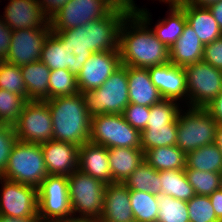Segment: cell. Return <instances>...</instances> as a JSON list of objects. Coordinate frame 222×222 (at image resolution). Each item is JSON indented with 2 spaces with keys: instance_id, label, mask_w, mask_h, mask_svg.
I'll list each match as a JSON object with an SVG mask.
<instances>
[{
  "instance_id": "f907efd6",
  "label": "cell",
  "mask_w": 222,
  "mask_h": 222,
  "mask_svg": "<svg viewBox=\"0 0 222 222\" xmlns=\"http://www.w3.org/2000/svg\"><path fill=\"white\" fill-rule=\"evenodd\" d=\"M222 153V124H218L216 128L215 142Z\"/></svg>"
},
{
  "instance_id": "836d02e7",
  "label": "cell",
  "mask_w": 222,
  "mask_h": 222,
  "mask_svg": "<svg viewBox=\"0 0 222 222\" xmlns=\"http://www.w3.org/2000/svg\"><path fill=\"white\" fill-rule=\"evenodd\" d=\"M185 173L196 195L209 196L220 189L221 173L185 168Z\"/></svg>"
},
{
  "instance_id": "2e32d148",
  "label": "cell",
  "mask_w": 222,
  "mask_h": 222,
  "mask_svg": "<svg viewBox=\"0 0 222 222\" xmlns=\"http://www.w3.org/2000/svg\"><path fill=\"white\" fill-rule=\"evenodd\" d=\"M151 81L159 90L163 99L174 100L188 107L186 72L184 67L169 62L147 68Z\"/></svg>"
},
{
  "instance_id": "484cf974",
  "label": "cell",
  "mask_w": 222,
  "mask_h": 222,
  "mask_svg": "<svg viewBox=\"0 0 222 222\" xmlns=\"http://www.w3.org/2000/svg\"><path fill=\"white\" fill-rule=\"evenodd\" d=\"M108 157L113 183H124L130 174L144 162L143 150L136 148H109Z\"/></svg>"
},
{
  "instance_id": "d590c367",
  "label": "cell",
  "mask_w": 222,
  "mask_h": 222,
  "mask_svg": "<svg viewBox=\"0 0 222 222\" xmlns=\"http://www.w3.org/2000/svg\"><path fill=\"white\" fill-rule=\"evenodd\" d=\"M0 89L23 96L29 101V96L23 80L21 67L5 62L0 69Z\"/></svg>"
},
{
  "instance_id": "7bdbcfd3",
  "label": "cell",
  "mask_w": 222,
  "mask_h": 222,
  "mask_svg": "<svg viewBox=\"0 0 222 222\" xmlns=\"http://www.w3.org/2000/svg\"><path fill=\"white\" fill-rule=\"evenodd\" d=\"M44 14L50 18L55 12L62 8L69 0H37Z\"/></svg>"
},
{
  "instance_id": "c3c4849f",
  "label": "cell",
  "mask_w": 222,
  "mask_h": 222,
  "mask_svg": "<svg viewBox=\"0 0 222 222\" xmlns=\"http://www.w3.org/2000/svg\"><path fill=\"white\" fill-rule=\"evenodd\" d=\"M0 222H39L38 217H10L0 214Z\"/></svg>"
},
{
  "instance_id": "ba28073f",
  "label": "cell",
  "mask_w": 222,
  "mask_h": 222,
  "mask_svg": "<svg viewBox=\"0 0 222 222\" xmlns=\"http://www.w3.org/2000/svg\"><path fill=\"white\" fill-rule=\"evenodd\" d=\"M183 108L177 116L176 146L187 154L214 143L218 123L212 115L205 108Z\"/></svg>"
},
{
  "instance_id": "5bb4252c",
  "label": "cell",
  "mask_w": 222,
  "mask_h": 222,
  "mask_svg": "<svg viewBox=\"0 0 222 222\" xmlns=\"http://www.w3.org/2000/svg\"><path fill=\"white\" fill-rule=\"evenodd\" d=\"M0 214L38 217V189L0 177Z\"/></svg>"
},
{
  "instance_id": "f6af8a7d",
  "label": "cell",
  "mask_w": 222,
  "mask_h": 222,
  "mask_svg": "<svg viewBox=\"0 0 222 222\" xmlns=\"http://www.w3.org/2000/svg\"><path fill=\"white\" fill-rule=\"evenodd\" d=\"M215 215L219 221L222 220V189L215 190L209 195Z\"/></svg>"
},
{
  "instance_id": "6da1fadb",
  "label": "cell",
  "mask_w": 222,
  "mask_h": 222,
  "mask_svg": "<svg viewBox=\"0 0 222 222\" xmlns=\"http://www.w3.org/2000/svg\"><path fill=\"white\" fill-rule=\"evenodd\" d=\"M120 12L108 0H69L49 18L55 41H95L112 36Z\"/></svg>"
},
{
  "instance_id": "7a4b0ae2",
  "label": "cell",
  "mask_w": 222,
  "mask_h": 222,
  "mask_svg": "<svg viewBox=\"0 0 222 222\" xmlns=\"http://www.w3.org/2000/svg\"><path fill=\"white\" fill-rule=\"evenodd\" d=\"M111 38L124 66L149 68L170 62L169 49L135 11L119 14Z\"/></svg>"
},
{
  "instance_id": "277c9868",
  "label": "cell",
  "mask_w": 222,
  "mask_h": 222,
  "mask_svg": "<svg viewBox=\"0 0 222 222\" xmlns=\"http://www.w3.org/2000/svg\"><path fill=\"white\" fill-rule=\"evenodd\" d=\"M53 123V140L82 146L90 140L92 116L81 92L46 100Z\"/></svg>"
},
{
  "instance_id": "b9f144b4",
  "label": "cell",
  "mask_w": 222,
  "mask_h": 222,
  "mask_svg": "<svg viewBox=\"0 0 222 222\" xmlns=\"http://www.w3.org/2000/svg\"><path fill=\"white\" fill-rule=\"evenodd\" d=\"M12 30L3 22L0 16V56L6 59L9 51Z\"/></svg>"
},
{
  "instance_id": "9c48e42d",
  "label": "cell",
  "mask_w": 222,
  "mask_h": 222,
  "mask_svg": "<svg viewBox=\"0 0 222 222\" xmlns=\"http://www.w3.org/2000/svg\"><path fill=\"white\" fill-rule=\"evenodd\" d=\"M59 46L51 29L15 30L5 62L21 67L50 56Z\"/></svg>"
},
{
  "instance_id": "83f0119b",
  "label": "cell",
  "mask_w": 222,
  "mask_h": 222,
  "mask_svg": "<svg viewBox=\"0 0 222 222\" xmlns=\"http://www.w3.org/2000/svg\"><path fill=\"white\" fill-rule=\"evenodd\" d=\"M205 172L222 173V153L215 143L186 154V167Z\"/></svg>"
},
{
  "instance_id": "1f68e13d",
  "label": "cell",
  "mask_w": 222,
  "mask_h": 222,
  "mask_svg": "<svg viewBox=\"0 0 222 222\" xmlns=\"http://www.w3.org/2000/svg\"><path fill=\"white\" fill-rule=\"evenodd\" d=\"M130 204L136 222H156L158 217V196L151 192L130 190Z\"/></svg>"
},
{
  "instance_id": "f546056e",
  "label": "cell",
  "mask_w": 222,
  "mask_h": 222,
  "mask_svg": "<svg viewBox=\"0 0 222 222\" xmlns=\"http://www.w3.org/2000/svg\"><path fill=\"white\" fill-rule=\"evenodd\" d=\"M177 142V120L173 124L146 125L141 131V149L174 146Z\"/></svg>"
},
{
  "instance_id": "52a82bcc",
  "label": "cell",
  "mask_w": 222,
  "mask_h": 222,
  "mask_svg": "<svg viewBox=\"0 0 222 222\" xmlns=\"http://www.w3.org/2000/svg\"><path fill=\"white\" fill-rule=\"evenodd\" d=\"M82 95L91 116L122 114L129 105L127 66L121 65L99 88Z\"/></svg>"
},
{
  "instance_id": "d6a6232c",
  "label": "cell",
  "mask_w": 222,
  "mask_h": 222,
  "mask_svg": "<svg viewBox=\"0 0 222 222\" xmlns=\"http://www.w3.org/2000/svg\"><path fill=\"white\" fill-rule=\"evenodd\" d=\"M158 211L156 222H189L186 201L160 194L158 196Z\"/></svg>"
},
{
  "instance_id": "681fc988",
  "label": "cell",
  "mask_w": 222,
  "mask_h": 222,
  "mask_svg": "<svg viewBox=\"0 0 222 222\" xmlns=\"http://www.w3.org/2000/svg\"><path fill=\"white\" fill-rule=\"evenodd\" d=\"M220 1L222 0H186L184 4L194 5L197 7H210Z\"/></svg>"
},
{
  "instance_id": "8d00e7d4",
  "label": "cell",
  "mask_w": 222,
  "mask_h": 222,
  "mask_svg": "<svg viewBox=\"0 0 222 222\" xmlns=\"http://www.w3.org/2000/svg\"><path fill=\"white\" fill-rule=\"evenodd\" d=\"M182 109L179 102L163 99L150 107V116L147 125L173 124Z\"/></svg>"
},
{
  "instance_id": "f35d334b",
  "label": "cell",
  "mask_w": 222,
  "mask_h": 222,
  "mask_svg": "<svg viewBox=\"0 0 222 222\" xmlns=\"http://www.w3.org/2000/svg\"><path fill=\"white\" fill-rule=\"evenodd\" d=\"M17 140L14 126L0 123V177L6 170L10 153Z\"/></svg>"
},
{
  "instance_id": "11a10c76",
  "label": "cell",
  "mask_w": 222,
  "mask_h": 222,
  "mask_svg": "<svg viewBox=\"0 0 222 222\" xmlns=\"http://www.w3.org/2000/svg\"><path fill=\"white\" fill-rule=\"evenodd\" d=\"M220 189H222V173H221V178H220Z\"/></svg>"
},
{
  "instance_id": "3957f363",
  "label": "cell",
  "mask_w": 222,
  "mask_h": 222,
  "mask_svg": "<svg viewBox=\"0 0 222 222\" xmlns=\"http://www.w3.org/2000/svg\"><path fill=\"white\" fill-rule=\"evenodd\" d=\"M63 47L74 61L81 93L99 88L122 65L118 46L111 37L71 42Z\"/></svg>"
},
{
  "instance_id": "ffe728a7",
  "label": "cell",
  "mask_w": 222,
  "mask_h": 222,
  "mask_svg": "<svg viewBox=\"0 0 222 222\" xmlns=\"http://www.w3.org/2000/svg\"><path fill=\"white\" fill-rule=\"evenodd\" d=\"M100 222H133L130 204V190L124 183L114 182L106 185L103 210Z\"/></svg>"
},
{
  "instance_id": "44dd1931",
  "label": "cell",
  "mask_w": 222,
  "mask_h": 222,
  "mask_svg": "<svg viewBox=\"0 0 222 222\" xmlns=\"http://www.w3.org/2000/svg\"><path fill=\"white\" fill-rule=\"evenodd\" d=\"M78 170L103 181L105 184L113 183L108 149L102 145L86 142L79 146Z\"/></svg>"
},
{
  "instance_id": "e575fe53",
  "label": "cell",
  "mask_w": 222,
  "mask_h": 222,
  "mask_svg": "<svg viewBox=\"0 0 222 222\" xmlns=\"http://www.w3.org/2000/svg\"><path fill=\"white\" fill-rule=\"evenodd\" d=\"M26 102L23 96L0 89V123L14 125Z\"/></svg>"
},
{
  "instance_id": "8fae6325",
  "label": "cell",
  "mask_w": 222,
  "mask_h": 222,
  "mask_svg": "<svg viewBox=\"0 0 222 222\" xmlns=\"http://www.w3.org/2000/svg\"><path fill=\"white\" fill-rule=\"evenodd\" d=\"M184 69L188 107L206 108L222 92V70L203 60L185 66Z\"/></svg>"
},
{
  "instance_id": "cb8c5ba5",
  "label": "cell",
  "mask_w": 222,
  "mask_h": 222,
  "mask_svg": "<svg viewBox=\"0 0 222 222\" xmlns=\"http://www.w3.org/2000/svg\"><path fill=\"white\" fill-rule=\"evenodd\" d=\"M204 45L186 22L183 33L169 49L170 62L185 67L203 60Z\"/></svg>"
},
{
  "instance_id": "bcb514c9",
  "label": "cell",
  "mask_w": 222,
  "mask_h": 222,
  "mask_svg": "<svg viewBox=\"0 0 222 222\" xmlns=\"http://www.w3.org/2000/svg\"><path fill=\"white\" fill-rule=\"evenodd\" d=\"M120 13L134 11L137 4L134 0H108Z\"/></svg>"
},
{
  "instance_id": "4316f807",
  "label": "cell",
  "mask_w": 222,
  "mask_h": 222,
  "mask_svg": "<svg viewBox=\"0 0 222 222\" xmlns=\"http://www.w3.org/2000/svg\"><path fill=\"white\" fill-rule=\"evenodd\" d=\"M144 161L157 171L179 170L186 167V154L176 145L156 147L144 153Z\"/></svg>"
},
{
  "instance_id": "7c38bea8",
  "label": "cell",
  "mask_w": 222,
  "mask_h": 222,
  "mask_svg": "<svg viewBox=\"0 0 222 222\" xmlns=\"http://www.w3.org/2000/svg\"><path fill=\"white\" fill-rule=\"evenodd\" d=\"M37 189L39 222L73 218L67 176L48 175Z\"/></svg>"
},
{
  "instance_id": "4fadbf2b",
  "label": "cell",
  "mask_w": 222,
  "mask_h": 222,
  "mask_svg": "<svg viewBox=\"0 0 222 222\" xmlns=\"http://www.w3.org/2000/svg\"><path fill=\"white\" fill-rule=\"evenodd\" d=\"M13 126L19 141L43 144L53 140V123L46 101H27Z\"/></svg>"
},
{
  "instance_id": "f5cc1de1",
  "label": "cell",
  "mask_w": 222,
  "mask_h": 222,
  "mask_svg": "<svg viewBox=\"0 0 222 222\" xmlns=\"http://www.w3.org/2000/svg\"><path fill=\"white\" fill-rule=\"evenodd\" d=\"M159 2H163V3L168 4V6H171V5L184 4L186 2V0H159Z\"/></svg>"
},
{
  "instance_id": "5b68a950",
  "label": "cell",
  "mask_w": 222,
  "mask_h": 222,
  "mask_svg": "<svg viewBox=\"0 0 222 222\" xmlns=\"http://www.w3.org/2000/svg\"><path fill=\"white\" fill-rule=\"evenodd\" d=\"M47 176L41 145L17 140L1 177L38 188Z\"/></svg>"
},
{
  "instance_id": "ee69618b",
  "label": "cell",
  "mask_w": 222,
  "mask_h": 222,
  "mask_svg": "<svg viewBox=\"0 0 222 222\" xmlns=\"http://www.w3.org/2000/svg\"><path fill=\"white\" fill-rule=\"evenodd\" d=\"M218 124H222V92L205 108Z\"/></svg>"
},
{
  "instance_id": "e0dca14e",
  "label": "cell",
  "mask_w": 222,
  "mask_h": 222,
  "mask_svg": "<svg viewBox=\"0 0 222 222\" xmlns=\"http://www.w3.org/2000/svg\"><path fill=\"white\" fill-rule=\"evenodd\" d=\"M75 64L72 57L59 46L52 53V67L49 76V99L78 93Z\"/></svg>"
},
{
  "instance_id": "7402d4cb",
  "label": "cell",
  "mask_w": 222,
  "mask_h": 222,
  "mask_svg": "<svg viewBox=\"0 0 222 222\" xmlns=\"http://www.w3.org/2000/svg\"><path fill=\"white\" fill-rule=\"evenodd\" d=\"M129 104L151 107L163 100L147 68L127 66Z\"/></svg>"
},
{
  "instance_id": "9a60e30c",
  "label": "cell",
  "mask_w": 222,
  "mask_h": 222,
  "mask_svg": "<svg viewBox=\"0 0 222 222\" xmlns=\"http://www.w3.org/2000/svg\"><path fill=\"white\" fill-rule=\"evenodd\" d=\"M4 10L1 18L12 31L51 29L49 18L37 0H9Z\"/></svg>"
},
{
  "instance_id": "4dcf8cb0",
  "label": "cell",
  "mask_w": 222,
  "mask_h": 222,
  "mask_svg": "<svg viewBox=\"0 0 222 222\" xmlns=\"http://www.w3.org/2000/svg\"><path fill=\"white\" fill-rule=\"evenodd\" d=\"M129 190L151 192L153 195L161 194V180L159 171L155 170L146 161L140 164L124 182Z\"/></svg>"
},
{
  "instance_id": "ab89813d",
  "label": "cell",
  "mask_w": 222,
  "mask_h": 222,
  "mask_svg": "<svg viewBox=\"0 0 222 222\" xmlns=\"http://www.w3.org/2000/svg\"><path fill=\"white\" fill-rule=\"evenodd\" d=\"M124 119L140 132L146 128L150 116V107L129 104L122 113Z\"/></svg>"
},
{
  "instance_id": "d6986e66",
  "label": "cell",
  "mask_w": 222,
  "mask_h": 222,
  "mask_svg": "<svg viewBox=\"0 0 222 222\" xmlns=\"http://www.w3.org/2000/svg\"><path fill=\"white\" fill-rule=\"evenodd\" d=\"M134 11L151 27L155 36L162 42L168 49L178 40L183 33L184 26L187 22L185 12L179 5H171L167 11V18L160 19L157 23L151 26V13L147 8L135 7ZM169 12V13H168Z\"/></svg>"
},
{
  "instance_id": "74e56055",
  "label": "cell",
  "mask_w": 222,
  "mask_h": 222,
  "mask_svg": "<svg viewBox=\"0 0 222 222\" xmlns=\"http://www.w3.org/2000/svg\"><path fill=\"white\" fill-rule=\"evenodd\" d=\"M189 222H220L209 196L195 195L187 202Z\"/></svg>"
},
{
  "instance_id": "f1b7e54d",
  "label": "cell",
  "mask_w": 222,
  "mask_h": 222,
  "mask_svg": "<svg viewBox=\"0 0 222 222\" xmlns=\"http://www.w3.org/2000/svg\"><path fill=\"white\" fill-rule=\"evenodd\" d=\"M161 194L188 202L196 194L184 169L159 171Z\"/></svg>"
},
{
  "instance_id": "db71d44e",
  "label": "cell",
  "mask_w": 222,
  "mask_h": 222,
  "mask_svg": "<svg viewBox=\"0 0 222 222\" xmlns=\"http://www.w3.org/2000/svg\"><path fill=\"white\" fill-rule=\"evenodd\" d=\"M5 63V58H3L2 56H0V69L1 66Z\"/></svg>"
},
{
  "instance_id": "816d5d0a",
  "label": "cell",
  "mask_w": 222,
  "mask_h": 222,
  "mask_svg": "<svg viewBox=\"0 0 222 222\" xmlns=\"http://www.w3.org/2000/svg\"><path fill=\"white\" fill-rule=\"evenodd\" d=\"M53 222H95L88 219H81V218H70V219H64V220H57Z\"/></svg>"
},
{
  "instance_id": "ac0fdd59",
  "label": "cell",
  "mask_w": 222,
  "mask_h": 222,
  "mask_svg": "<svg viewBox=\"0 0 222 222\" xmlns=\"http://www.w3.org/2000/svg\"><path fill=\"white\" fill-rule=\"evenodd\" d=\"M40 145L48 175L68 177L78 170L79 146L55 140Z\"/></svg>"
},
{
  "instance_id": "30bf717a",
  "label": "cell",
  "mask_w": 222,
  "mask_h": 222,
  "mask_svg": "<svg viewBox=\"0 0 222 222\" xmlns=\"http://www.w3.org/2000/svg\"><path fill=\"white\" fill-rule=\"evenodd\" d=\"M89 142L107 149H141V132L133 128L122 114H98L91 119Z\"/></svg>"
},
{
  "instance_id": "603a6c76",
  "label": "cell",
  "mask_w": 222,
  "mask_h": 222,
  "mask_svg": "<svg viewBox=\"0 0 222 222\" xmlns=\"http://www.w3.org/2000/svg\"><path fill=\"white\" fill-rule=\"evenodd\" d=\"M51 67L52 54L44 59L21 66L29 101H46L49 99Z\"/></svg>"
},
{
  "instance_id": "8992f818",
  "label": "cell",
  "mask_w": 222,
  "mask_h": 222,
  "mask_svg": "<svg viewBox=\"0 0 222 222\" xmlns=\"http://www.w3.org/2000/svg\"><path fill=\"white\" fill-rule=\"evenodd\" d=\"M106 185L80 170L69 175V199L73 218L98 221L103 210Z\"/></svg>"
},
{
  "instance_id": "d4e9b609",
  "label": "cell",
  "mask_w": 222,
  "mask_h": 222,
  "mask_svg": "<svg viewBox=\"0 0 222 222\" xmlns=\"http://www.w3.org/2000/svg\"><path fill=\"white\" fill-rule=\"evenodd\" d=\"M179 6L184 10L187 23L195 31L203 45L212 43L222 36V31L208 7L189 4Z\"/></svg>"
},
{
  "instance_id": "60d3db41",
  "label": "cell",
  "mask_w": 222,
  "mask_h": 222,
  "mask_svg": "<svg viewBox=\"0 0 222 222\" xmlns=\"http://www.w3.org/2000/svg\"><path fill=\"white\" fill-rule=\"evenodd\" d=\"M203 61L222 70V36L204 45Z\"/></svg>"
},
{
  "instance_id": "7dc6e473",
  "label": "cell",
  "mask_w": 222,
  "mask_h": 222,
  "mask_svg": "<svg viewBox=\"0 0 222 222\" xmlns=\"http://www.w3.org/2000/svg\"><path fill=\"white\" fill-rule=\"evenodd\" d=\"M222 31V1L208 7Z\"/></svg>"
}]
</instances>
